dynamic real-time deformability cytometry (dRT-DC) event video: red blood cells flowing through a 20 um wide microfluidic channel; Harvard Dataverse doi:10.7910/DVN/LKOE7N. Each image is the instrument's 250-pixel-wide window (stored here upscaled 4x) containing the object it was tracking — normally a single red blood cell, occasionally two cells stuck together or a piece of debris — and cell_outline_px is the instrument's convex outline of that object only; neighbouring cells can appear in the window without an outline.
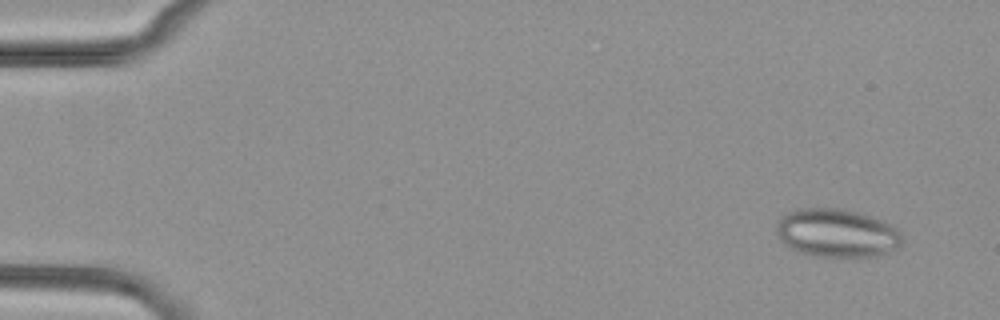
{"species": "common noctule bat (a hibernating species)", "species_latin": "Nyctalus noctula", "temperature_condition": "cold", "stored_images_in_passage": 8, "camera_frame_rate_fps": 3000, "um_per_image_px": 0.085, "animal": {"sex": "female", "body_mass_g": 29.2, "forearm_length_mm": 56.3}, "frame": {"image": 1, "passage_image": 1, "time_ms": 0.0, "image_size_px": [1000, 320], "cell_outline_px": [[904, 240], [896, 248], [880, 256], [856, 260], [816, 256], [800, 252], [784, 244], [780, 240], [776, 232], [776, 224], [784, 212], [796, 208], [840, 208], [856, 212], [892, 224], [900, 232]], "centroid_in_image_um": [71.13, 19.85], "position_along_channel_um": 13.9, "area_um2": 36.47}}